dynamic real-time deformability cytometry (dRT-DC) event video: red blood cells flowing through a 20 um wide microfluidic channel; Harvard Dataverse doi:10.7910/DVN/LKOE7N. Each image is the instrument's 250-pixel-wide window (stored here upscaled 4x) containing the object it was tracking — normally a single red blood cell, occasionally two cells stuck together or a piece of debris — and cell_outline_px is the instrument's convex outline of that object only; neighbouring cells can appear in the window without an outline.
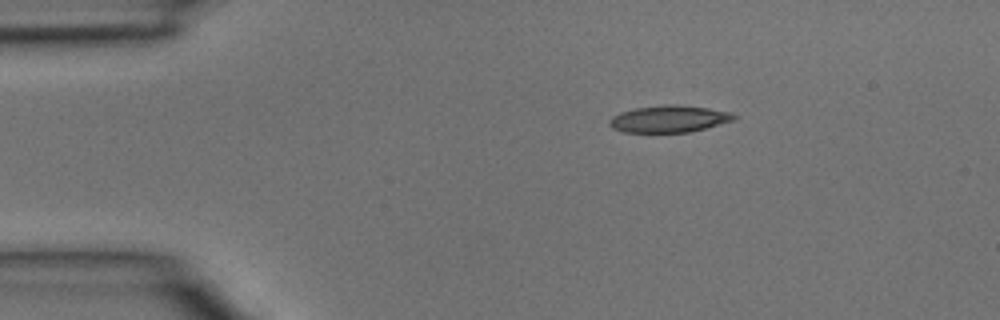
{"species": "common noctule bat (a hibernating species)", "species_latin": "Nyctalus noctula", "temperature_condition": "room temperature", "stored_images_in_passage": 2, "camera_frame_rate_fps": 3000, "um_per_image_px": 0.085, "animal": {"sex": "male", "body_mass_g": 15.6}, "frame": {"image": 1, "passage_image": 2, "time_ms": 0.333, "image_size_px": [1000, 320], "cell_outline_px": [[736, 116], [732, 120], [704, 128], [688, 132], [624, 132], [612, 128], [608, 124], [608, 120], [612, 116], [620, 112], [636, 108], [668, 104], [676, 104], [708, 108], [732, 112]], "centroid_in_image_um": [56.81, 10.1], "position_along_channel_um": 28.2, "area_um2": 19.36}}